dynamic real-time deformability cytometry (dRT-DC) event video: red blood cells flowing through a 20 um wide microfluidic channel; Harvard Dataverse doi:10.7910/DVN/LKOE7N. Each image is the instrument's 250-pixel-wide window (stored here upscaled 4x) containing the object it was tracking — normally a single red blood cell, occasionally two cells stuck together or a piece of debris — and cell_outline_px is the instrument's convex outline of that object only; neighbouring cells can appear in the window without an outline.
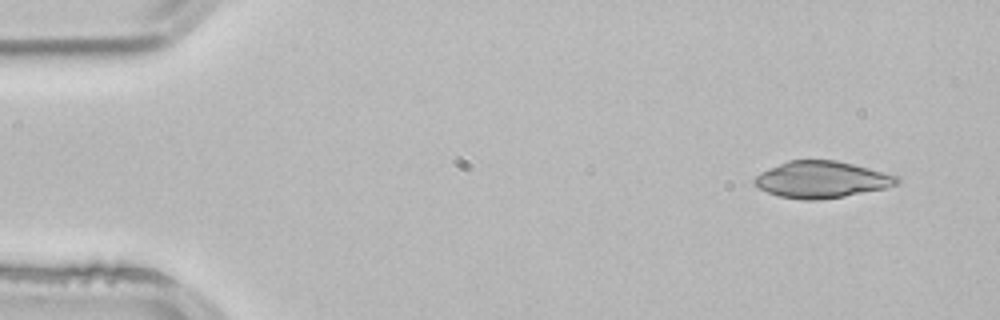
{"species": "common noctule bat (a hibernating species)", "species_latin": "Nyctalus noctula", "temperature_condition": "room temperature", "stored_images_in_passage": 3, "camera_frame_rate_fps": 3000, "um_per_image_px": 0.085, "animal": {"sex": "male", "body_mass_g": 21.5, "forearm_length_mm": 52.0}, "frame": {"image": 1, "passage_image": 1, "time_ms": 0.0, "image_size_px": [1000, 320], "cell_outline_px": [[900, 180], [896, 184], [884, 188], [844, 196], [820, 200], [800, 200], [776, 196], [752, 184], [752, 180], [756, 176], [788, 160], [836, 160], [900, 176]], "centroid_in_image_um": [69.83, 15.28], "position_along_channel_um": 15.2, "area_um2": 30.23}}